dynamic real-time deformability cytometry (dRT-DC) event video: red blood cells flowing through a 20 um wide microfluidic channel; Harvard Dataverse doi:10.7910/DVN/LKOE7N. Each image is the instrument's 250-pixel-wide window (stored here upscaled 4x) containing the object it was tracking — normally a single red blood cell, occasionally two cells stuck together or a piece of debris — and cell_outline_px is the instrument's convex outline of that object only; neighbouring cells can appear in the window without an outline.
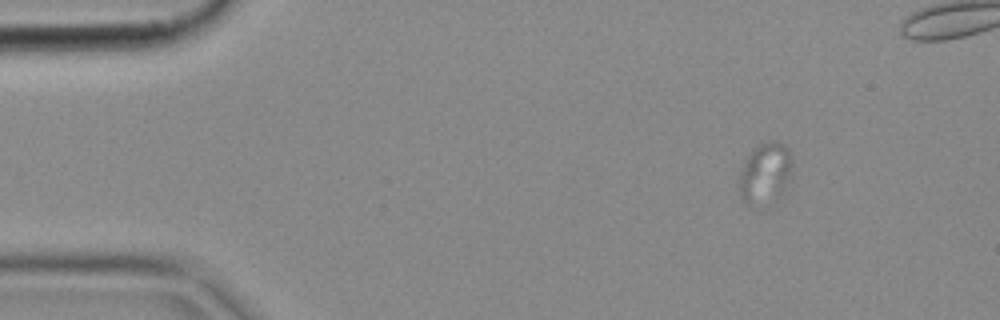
{"species": "common noctule bat (a hibernating species)", "species_latin": "Nyctalus noctula", "temperature_condition": "cold", "stored_images_in_passage": 9, "camera_frame_rate_fps": 3000, "um_per_image_px": 0.085, "animal": {"sex": "female", "body_mass_g": 18.4}, "frame": {"image": 1, "passage_image": 1, "time_ms": 0.0, "image_size_px": [1000, 320], "cell_outline_px": [[792, 168], [784, 188], [780, 192], [752, 208], [744, 204], [740, 196], [740, 172], [748, 156], [756, 144], [772, 140], [776, 140], [784, 144], [792, 160]], "centroid_in_image_um": [65.0, 14.67], "position_along_channel_um": 20.0, "area_um2": 18.32}}